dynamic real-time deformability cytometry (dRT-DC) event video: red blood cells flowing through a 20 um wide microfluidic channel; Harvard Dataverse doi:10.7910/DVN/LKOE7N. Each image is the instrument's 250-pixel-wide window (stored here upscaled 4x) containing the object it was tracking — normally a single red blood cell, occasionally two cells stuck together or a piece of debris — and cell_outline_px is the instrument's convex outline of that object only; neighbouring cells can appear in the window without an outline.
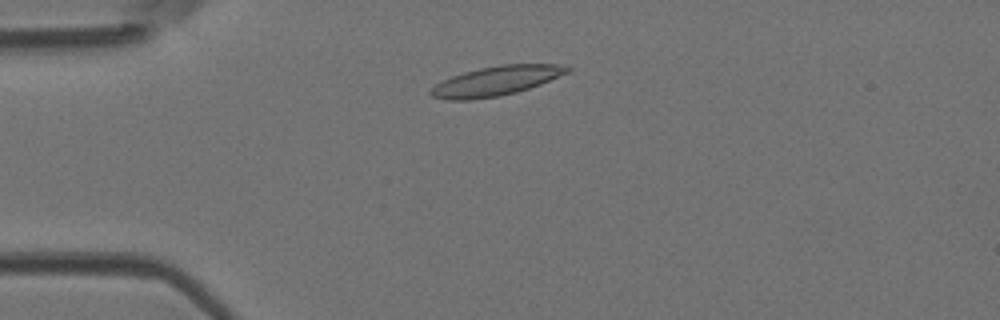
{"species": "Egyptian fruit bat (a non-hibernating species)", "species_latin": "Rousettus aegyptiacus", "temperature_condition": "room temperature", "stored_images_in_passage": 5, "camera_frame_rate_fps": 3000, "um_per_image_px": 0.085, "animal": {"sex": "female"}, "frame": {"image": 1, "passage_image": 2, "time_ms": 0.333, "image_size_px": [1000, 320], "cell_outline_px": [[572, 68], [568, 72], [540, 84], [516, 92], [500, 96], [472, 100], [444, 100], [432, 96], [428, 92], [436, 84], [452, 76], [464, 72], [480, 68], [500, 64], [560, 64]], "centroid_in_image_um": [42.14, 6.88], "position_along_channel_um": 42.9, "area_um2": 23.35}}
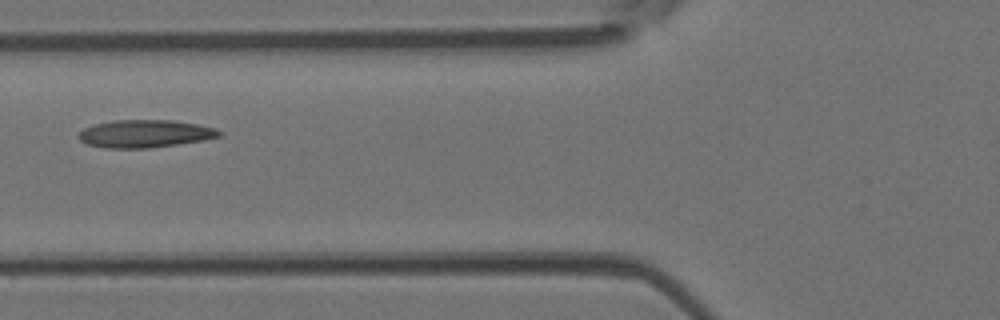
{"frame": {"image": 2, "passage_image": 4, "time_ms": 1.0, "image_size_px": [1000, 320], "cell_outline_px": [[220, 136], [204, 140], [148, 148], [108, 148], [88, 144], [80, 140], [76, 136], [84, 128], [96, 124], [112, 120], [172, 120], [196, 124], [216, 128], [220, 132]], "centroid_in_image_um": [12.3, 11.36], "position_along_channel_um": 113.5, "area_um2": 22.48}}
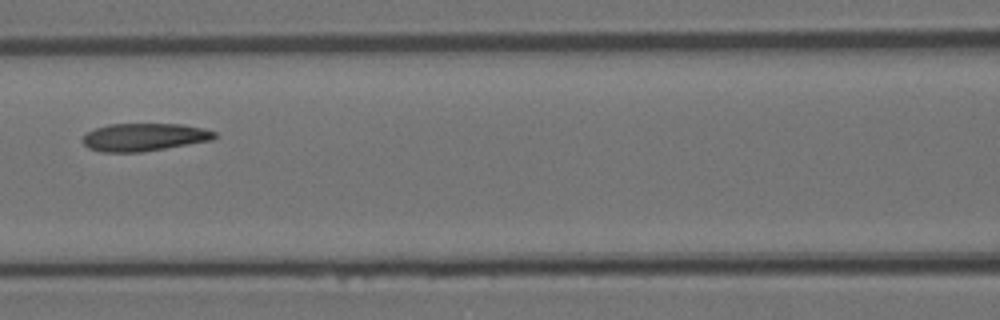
{"frame": {"image": 3, "passage_image": 5, "time_ms": 1.333, "image_size_px": [1000, 320], "cell_outline_px": [[216, 136], [212, 140], [140, 152], [100, 152], [88, 148], [80, 140], [88, 132], [96, 128], [108, 124], [180, 124], [204, 128], [216, 132]], "centroid_in_image_um": [12.23, 11.65], "position_along_channel_um": 154.4, "area_um2": 21.27}}